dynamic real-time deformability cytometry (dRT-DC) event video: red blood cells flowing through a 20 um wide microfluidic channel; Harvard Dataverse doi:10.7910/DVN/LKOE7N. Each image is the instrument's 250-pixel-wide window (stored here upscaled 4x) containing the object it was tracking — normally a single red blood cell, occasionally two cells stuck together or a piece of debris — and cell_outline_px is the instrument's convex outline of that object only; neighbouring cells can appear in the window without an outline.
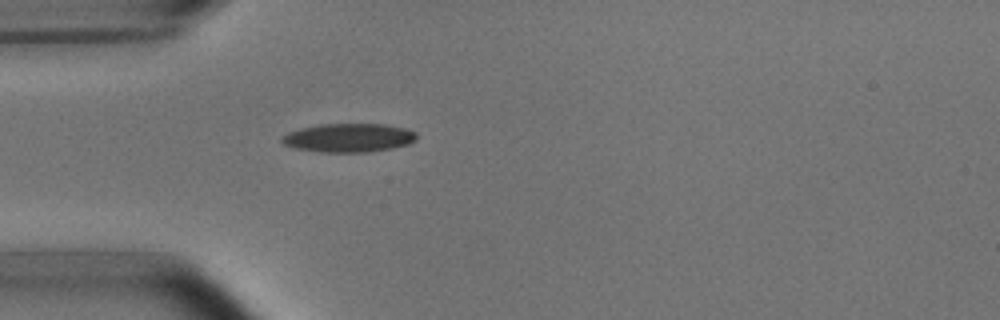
{"species": "common noctule bat (a hibernating species)", "species_latin": "Nyctalus noctula", "temperature_condition": "room temperature", "stored_images_in_passage": 1, "camera_frame_rate_fps": 3000, "um_per_image_px": 0.085, "animal": {"sex": "male", "body_mass_g": 15.6}, "frame": {"image": 1, "passage_image": 1, "time_ms": 0.0, "image_size_px": [1000, 320], "cell_outline_px": [[416, 140], [408, 144], [392, 148], [368, 152], [320, 152], [296, 148], [284, 144], [280, 140], [288, 132], [300, 128], [320, 124], [384, 124], [404, 128], [416, 132]], "centroid_in_image_um": [29.64, 11.71], "position_along_channel_um": 55.4, "area_um2": 22.43}}